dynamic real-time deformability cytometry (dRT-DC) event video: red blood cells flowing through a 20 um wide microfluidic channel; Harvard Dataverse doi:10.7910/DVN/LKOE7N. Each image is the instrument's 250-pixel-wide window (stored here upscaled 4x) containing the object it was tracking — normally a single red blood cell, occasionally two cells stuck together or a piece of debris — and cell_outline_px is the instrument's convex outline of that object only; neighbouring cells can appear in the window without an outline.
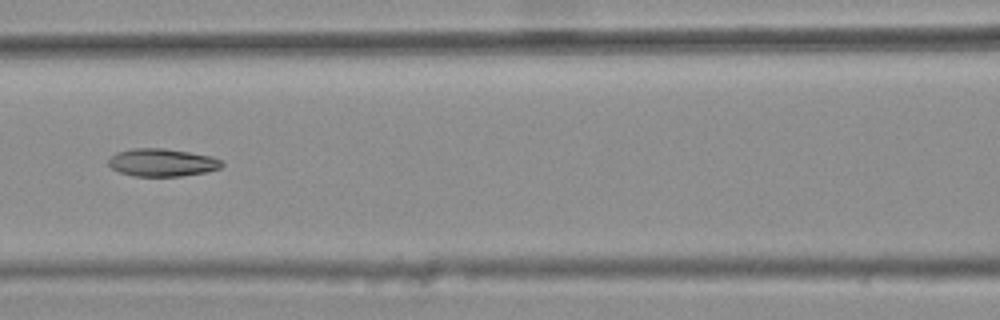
{"species": "common noctule bat (a hibernating species)", "species_latin": "Nyctalus noctula", "temperature_condition": "warm", "stored_images_in_passage": 9, "camera_frame_rate_fps": 3000, "um_per_image_px": 0.085, "animal": {"sex": "female", "body_mass_g": 25.1}, "frame": {"image": 1, "passage_image": 6, "time_ms": 1.667, "image_size_px": [1000, 320], "cell_outline_px": [[224, 164], [220, 168], [204, 172], [180, 176], [132, 176], [120, 172], [112, 168], [108, 164], [108, 160], [116, 152], [132, 148], [164, 148], [212, 156], [220, 160]], "centroid_in_image_um": [13.76, 13.81], "position_along_channel_um": 152.8, "area_um2": 18.26}}
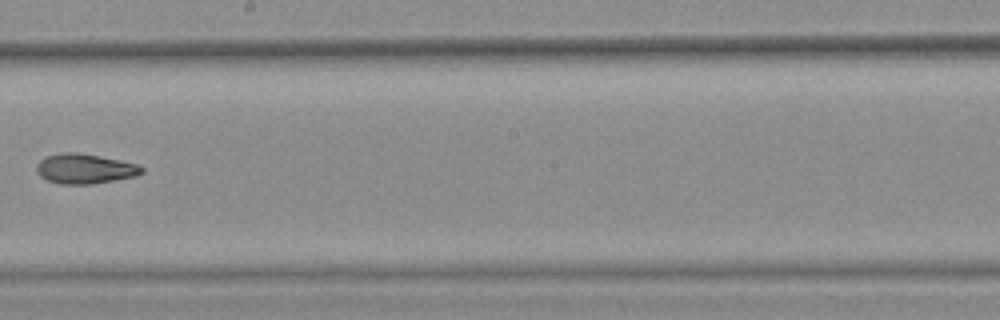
{"frame": {"image": 2, "passage_image": 8, "time_ms": 2.333, "image_size_px": [1000, 320], "cell_outline_px": [[144, 172], [136, 176], [92, 184], [60, 184], [48, 180], [40, 176], [36, 172], [36, 164], [40, 160], [48, 156], [64, 152], [76, 152], [100, 156], [120, 160], [136, 164], [144, 168]], "centroid_in_image_um": [7.2, 14.34], "position_along_channel_um": 241.0, "area_um2": 18.26}}
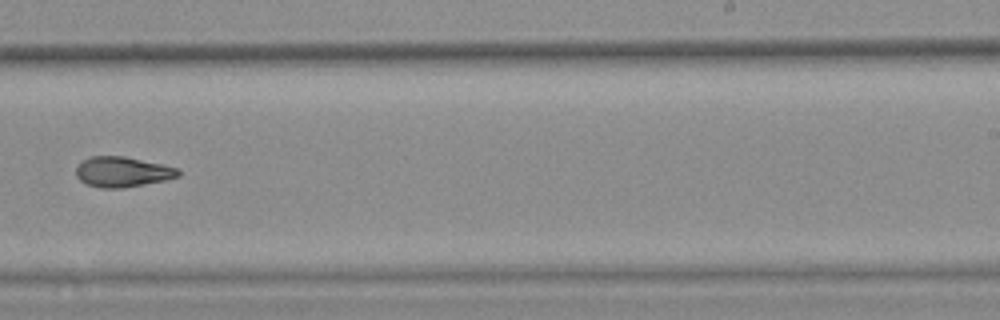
{"frame": {"image": 3, "passage_image": 9, "time_ms": 2.667, "image_size_px": [1000, 320], "cell_outline_px": [[180, 176], [164, 180], [124, 188], [100, 188], [88, 184], [80, 180], [76, 176], [76, 164], [88, 156], [124, 156], [180, 168]], "centroid_in_image_um": [10.38, 14.6], "position_along_channel_um": 278.6, "area_um2": 18.15}}